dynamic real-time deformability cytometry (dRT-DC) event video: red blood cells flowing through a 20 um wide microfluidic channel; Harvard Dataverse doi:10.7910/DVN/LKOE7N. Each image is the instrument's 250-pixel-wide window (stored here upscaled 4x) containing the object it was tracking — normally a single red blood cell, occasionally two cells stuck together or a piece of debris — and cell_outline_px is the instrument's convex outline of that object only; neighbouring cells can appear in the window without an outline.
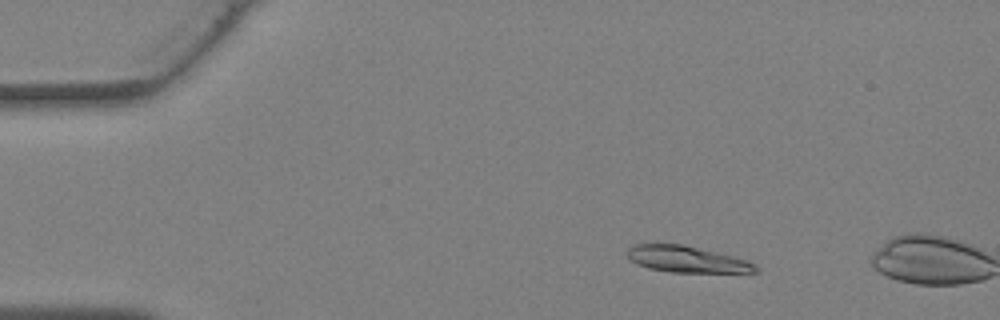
{"species": "Egyptian fruit bat (a non-hibernating species)", "species_latin": "Rousettus aegyptiacus", "temperature_condition": "warm", "stored_images_in_passage": 7, "camera_frame_rate_fps": 3000, "um_per_image_px": 0.085, "animal": {"sex": "female"}, "frame": {"image": 1, "passage_image": 4, "time_ms": 1.0, "image_size_px": [1000, 320], "cell_outline_px": [[760, 272], [672, 272], [648, 268], [636, 264], [628, 260], [628, 248], [636, 244], [684, 244], [748, 260], [756, 264], [760, 268]], "centroid_in_image_um": [58.4, 22.04], "position_along_channel_um": 26.6, "area_um2": 19.77}}